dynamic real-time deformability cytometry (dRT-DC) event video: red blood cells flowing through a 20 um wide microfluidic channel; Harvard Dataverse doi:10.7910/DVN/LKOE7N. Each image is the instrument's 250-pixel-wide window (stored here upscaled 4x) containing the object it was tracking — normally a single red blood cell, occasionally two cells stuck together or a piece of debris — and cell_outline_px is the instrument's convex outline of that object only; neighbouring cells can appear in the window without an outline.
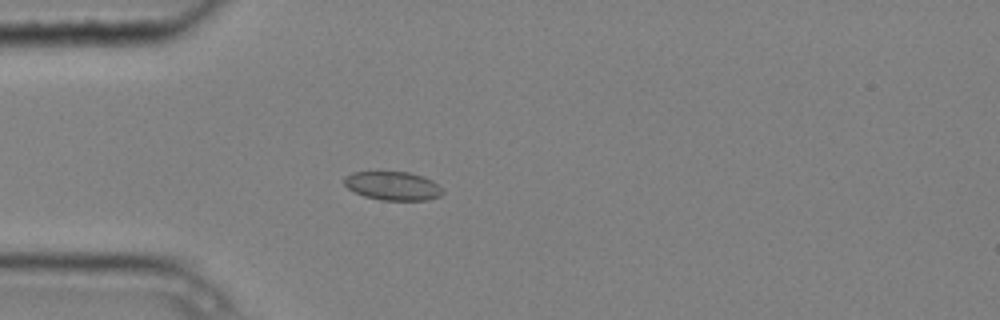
{"species": "common noctule bat (a hibernating species)", "species_latin": "Nyctalus noctula", "temperature_condition": "cold", "stored_images_in_passage": 6, "camera_frame_rate_fps": 3000, "um_per_image_px": 0.085, "animal": {"sex": "male", "body_mass_g": 20.4}, "frame": {"image": 1, "passage_image": 5, "time_ms": 1.333, "image_size_px": [1000, 320], "cell_outline_px": [[444, 192], [440, 196], [428, 200], [380, 200], [364, 196], [348, 188], [344, 184], [344, 176], [352, 172], [408, 172], [432, 180]], "centroid_in_image_um": [33.37, 15.8], "position_along_channel_um": 51.6, "area_um2": 16.3}}